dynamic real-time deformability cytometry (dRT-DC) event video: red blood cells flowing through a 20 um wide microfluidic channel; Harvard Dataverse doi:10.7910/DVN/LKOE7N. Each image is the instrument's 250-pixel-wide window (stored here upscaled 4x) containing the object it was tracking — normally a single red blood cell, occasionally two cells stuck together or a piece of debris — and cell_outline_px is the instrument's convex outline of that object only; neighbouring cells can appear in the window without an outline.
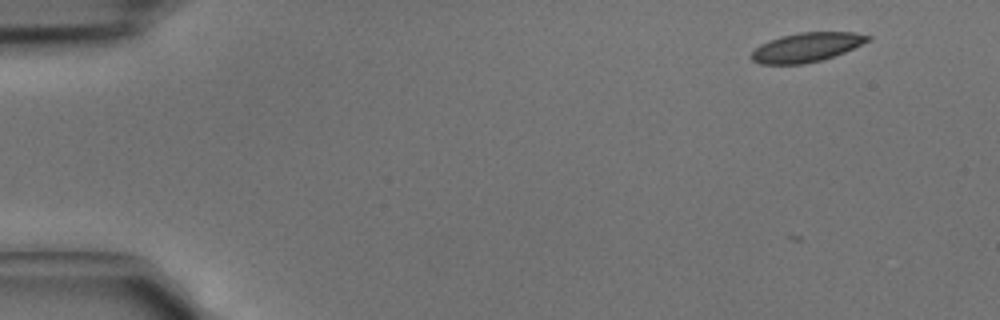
{"species": "common noctule bat (a hibernating species)", "species_latin": "Nyctalus noctula", "temperature_condition": "cold", "stored_images_in_passage": 4, "camera_frame_rate_fps": 3000, "um_per_image_px": 0.085, "animal": {"sex": "male", "body_mass_g": 15.6}, "frame": {"image": 1, "passage_image": 1, "time_ms": 0.0, "image_size_px": [1000, 320], "cell_outline_px": [[872, 40], [844, 52], [820, 60], [804, 64], [760, 64], [752, 60], [752, 52], [760, 44], [768, 40], [780, 36], [800, 32], [852, 32], [872, 36]], "centroid_in_image_um": [68.57, 4.01], "position_along_channel_um": 16.4, "area_um2": 19.77}}
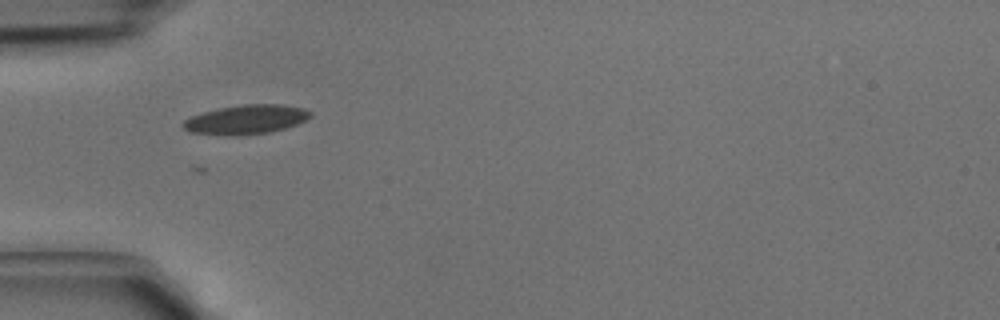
{"frame": {"image": 2, "passage_image": 4, "time_ms": 1.0, "image_size_px": [1000, 320], "cell_outline_px": [[312, 116], [296, 124], [284, 128], [268, 132], [232, 136], [228, 136], [188, 132], [180, 124], [184, 120], [192, 116], [204, 112], [220, 108], [244, 104], [284, 104], [304, 108], [312, 112]], "centroid_in_image_um": [20.9, 10.16], "position_along_channel_um": 64.1, "area_um2": 21.68}}